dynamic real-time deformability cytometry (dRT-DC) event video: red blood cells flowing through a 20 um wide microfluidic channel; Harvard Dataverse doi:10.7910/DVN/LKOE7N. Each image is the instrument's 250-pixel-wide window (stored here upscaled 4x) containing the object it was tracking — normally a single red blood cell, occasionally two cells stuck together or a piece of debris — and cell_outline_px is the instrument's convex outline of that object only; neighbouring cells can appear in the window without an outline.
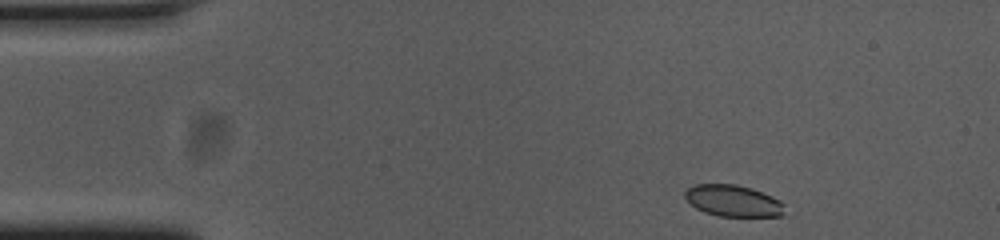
{"species": "common noctule bat (a hibernating species)", "species_latin": "Nyctalus noctula", "temperature_condition": "cold", "stored_images_in_passage": 49, "camera_frame_rate_fps": 3000, "um_per_image_px": 0.085, "animal": {"sex": "female", "body_mass_g": 23.0, "forearm_length_mm": 53.4}, "frame": {"image": 1, "passage_image": 1, "time_ms": 0.0, "image_size_px": [1000, 240], "cell_outline_px": [[784, 216], [720, 216], [704, 212], [696, 208], [684, 196], [684, 192], [692, 184], [736, 184], [752, 188], [772, 196], [780, 200], [784, 204]], "centroid_in_image_um": [62.33, 17.06], "position_along_channel_um": 22.7, "area_um2": 18.38}}
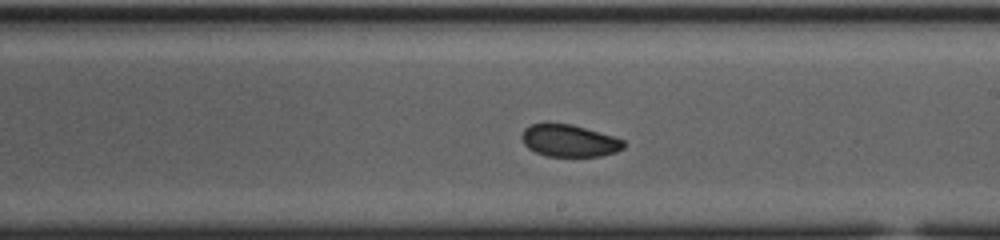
{"frame": {"image": 2, "passage_image": 25, "time_ms": 8.0, "image_size_px": [1000, 240], "cell_outline_px": [[624, 148], [616, 152], [600, 156], [548, 156], [536, 152], [528, 148], [524, 144], [520, 136], [524, 128], [532, 124], [548, 120], [572, 124], [612, 136], [624, 140]], "centroid_in_image_um": [48.33, 11.92], "position_along_channel_um": 240.7, "area_um2": 19.48}}
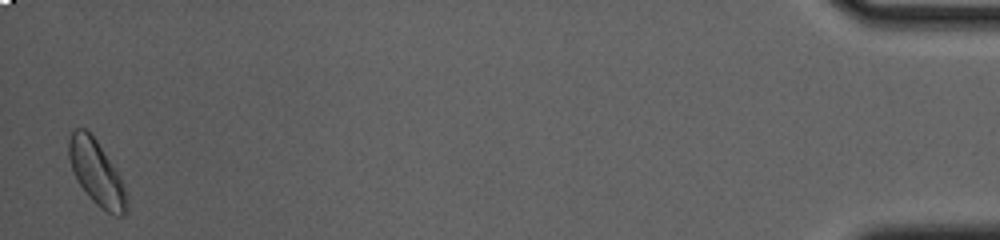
{"frame": {"image": 3, "passage_image": 48, "time_ms": 15.667, "image_size_px": [1000, 240], "cell_outline_px": [[128, 212], [124, 216], [116, 216], [100, 208], [88, 196], [80, 184], [72, 168], [68, 156], [68, 140], [72, 132], [76, 128], [84, 128], [96, 140], [124, 184], [128, 200]], "centroid_in_image_um": [8.23, 14.74], "position_along_channel_um": 427.0, "area_um2": 21.5}, "authors_computed_cell_mechanics": {"area_um2": 19.8254, "velocity_mm_per_s": 3.6599, "shape_relaxation_time_tau1_ms": null, "shape_relaxation_time_tau2_ms": 5.8118, "deformation_change_tau1": null, "deformation_change_tau2": 0.0671}}